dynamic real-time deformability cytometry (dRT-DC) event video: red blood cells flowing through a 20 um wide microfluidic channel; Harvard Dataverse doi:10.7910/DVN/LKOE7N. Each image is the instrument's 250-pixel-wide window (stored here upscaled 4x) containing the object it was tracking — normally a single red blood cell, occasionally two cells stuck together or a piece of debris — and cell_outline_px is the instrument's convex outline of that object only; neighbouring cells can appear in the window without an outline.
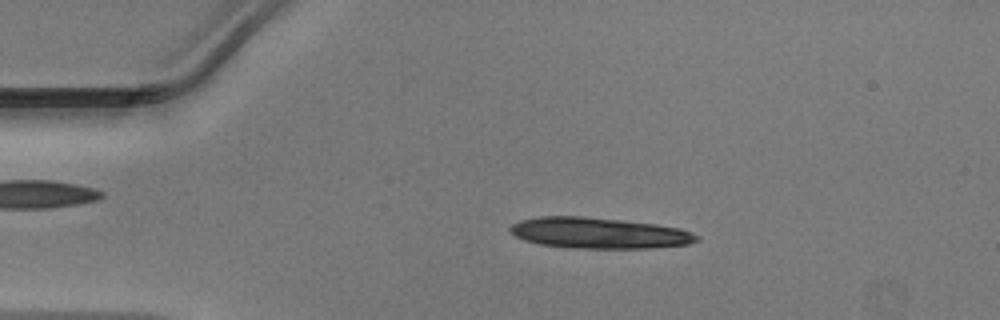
{"species": "Egyptian fruit bat (a non-hibernating species)", "species_latin": "Rousettus aegyptiacus", "temperature_condition": "warm", "stored_images_in_passage": 48, "camera_frame_rate_fps": 3000, "um_per_image_px": 0.085, "animal": {"sex": "male"}, "frame": {"image": 1, "passage_image": 9, "time_ms": 2.667, "image_size_px": [1000, 320], "cell_outline_px": [[700, 240], [688, 244], [648, 248], [568, 248], [540, 244], [524, 240], [516, 236], [508, 228], [512, 224], [520, 220], [540, 216], [584, 216], [656, 224], [680, 228], [692, 232], [700, 236]], "centroid_in_image_um": [50.92, 19.8], "position_along_channel_um": 34.1, "area_um2": 33.7}}
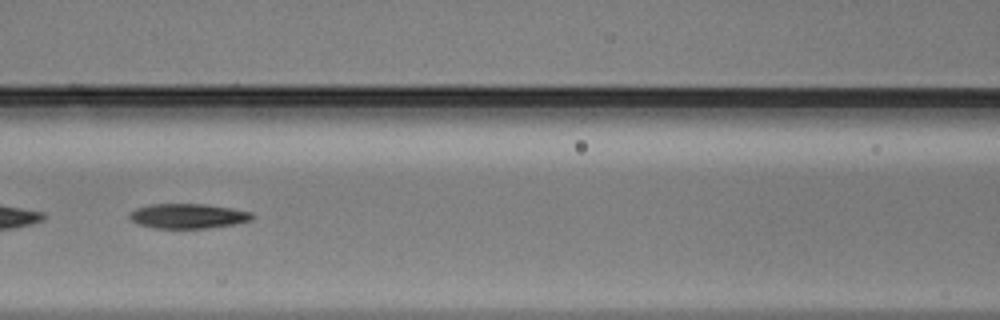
{"frame": {"image": 2, "passage_image": 21, "time_ms": 6.667, "image_size_px": [1000, 320], "cell_outline_px": [[256, 216], [252, 220], [236, 224], [208, 228], [152, 228], [136, 224], [128, 216], [136, 208], [152, 204], [204, 204], [232, 208], [252, 212]], "centroid_in_image_um": [16.02, 18.37], "position_along_channel_um": 150.6, "area_um2": 17.86}}
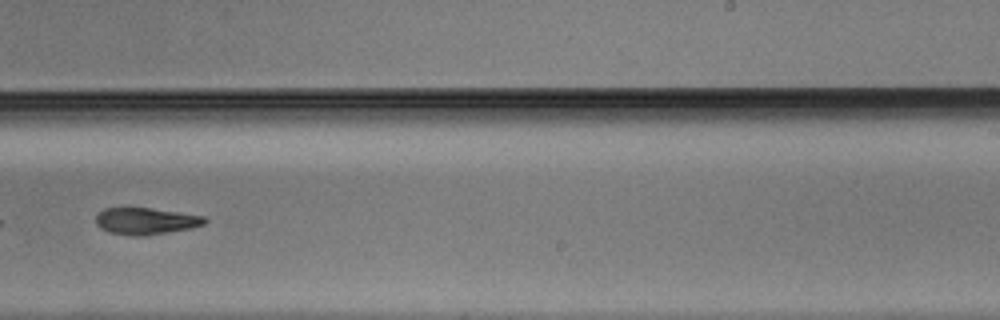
{"frame": {"image": 3, "passage_image": 30, "time_ms": 9.667, "image_size_px": [1000, 320], "cell_outline_px": [[208, 220], [204, 224], [192, 228], [144, 236], [132, 236], [108, 232], [100, 228], [96, 224], [96, 216], [104, 208], [148, 208], [204, 216]], "centroid_in_image_um": [12.38, 18.8], "position_along_channel_um": 276.6, "area_um2": 16.88}}